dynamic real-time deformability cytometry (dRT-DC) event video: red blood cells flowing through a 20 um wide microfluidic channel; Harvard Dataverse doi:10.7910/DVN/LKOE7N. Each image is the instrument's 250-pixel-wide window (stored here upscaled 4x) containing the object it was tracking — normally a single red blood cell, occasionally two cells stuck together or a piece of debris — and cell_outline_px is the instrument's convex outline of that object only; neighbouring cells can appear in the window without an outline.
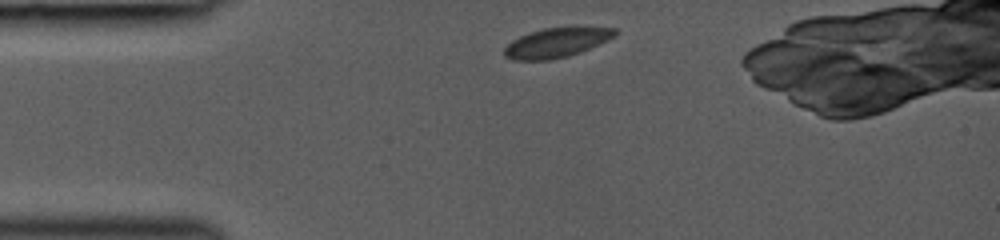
{"species": "common noctule bat (a hibernating species)", "species_latin": "Nyctalus noctula", "temperature_condition": "room temperature", "stored_images_in_passage": 4, "camera_frame_rate_fps": 3000, "um_per_image_px": 0.085, "animal": {"sex": "female", "body_mass_g": 19.0, "forearm_length_mm": 53.3}, "frame": {"image": 1, "passage_image": 1, "time_ms": 0.0, "image_size_px": [1000, 240], "cell_outline_px": [[616, 36], [608, 40], [580, 52], [568, 56], [552, 60], [512, 60], [504, 56], [504, 48], [512, 40], [528, 32], [544, 28], [572, 24], [580, 24], [616, 28]], "centroid_in_image_um": [47.36, 3.57], "position_along_channel_um": 37.6, "area_um2": 20.0}}
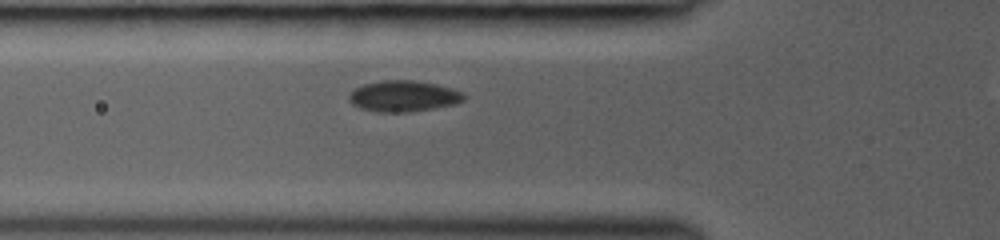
{"frame": {"image": 2, "passage_image": 4, "time_ms": 2.0, "image_size_px": [1000, 240], "cell_outline_px": [[464, 100], [456, 104], [436, 108], [412, 112], [376, 112], [360, 108], [352, 104], [348, 100], [348, 96], [356, 88], [364, 84], [380, 80], [412, 80], [436, 84], [452, 88], [464, 92]], "centroid_in_image_um": [34.31, 8.18], "position_along_channel_um": 91.5, "area_um2": 20.98}}